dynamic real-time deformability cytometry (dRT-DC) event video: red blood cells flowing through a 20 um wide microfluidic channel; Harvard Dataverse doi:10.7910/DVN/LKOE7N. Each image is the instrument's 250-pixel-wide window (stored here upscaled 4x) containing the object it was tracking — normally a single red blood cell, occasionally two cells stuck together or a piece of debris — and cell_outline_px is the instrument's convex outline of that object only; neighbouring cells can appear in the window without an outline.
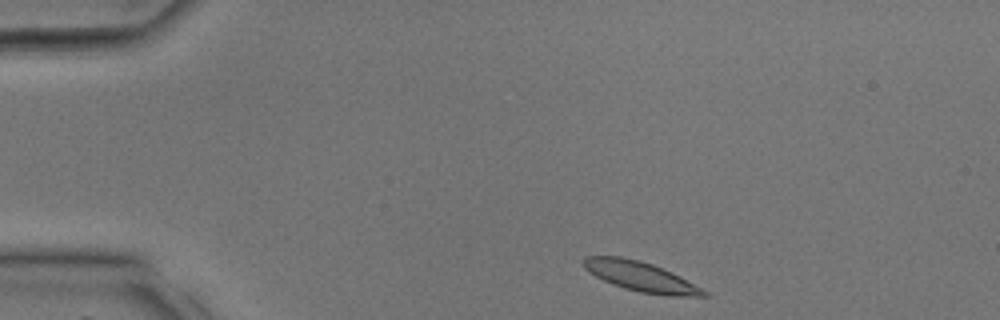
{"species": "common noctule bat (a hibernating species)", "species_latin": "Nyctalus noctula", "temperature_condition": "room temperature", "stored_images_in_passage": 31, "camera_frame_rate_fps": 3000, "um_per_image_px": 0.085, "animal": {"sex": "male", "body_mass_g": 17.9, "forearm_length_mm": 54.2}, "frame": {"image": 1, "passage_image": 1, "time_ms": 0.0, "image_size_px": [1000, 320], "cell_outline_px": [[708, 296], [668, 296], [640, 292], [624, 288], [612, 284], [588, 272], [584, 268], [584, 256], [620, 256], [640, 260], [652, 264], [672, 272], [708, 292]], "centroid_in_image_um": [54.45, 23.5], "position_along_channel_um": 30.6, "area_um2": 20.69}}
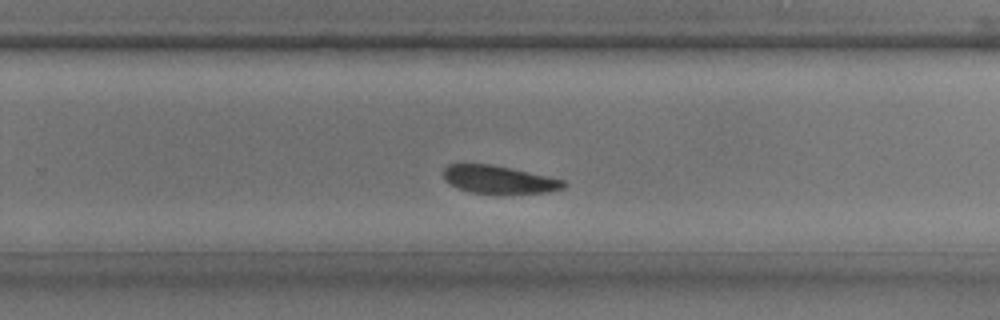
{"frame": {"image": 2, "passage_image": 18, "time_ms": 5.667, "image_size_px": [1000, 320], "cell_outline_px": [[568, 184], [564, 188], [548, 192], [472, 192], [460, 188], [444, 180], [444, 168], [448, 164], [492, 164], [548, 176], [564, 180]], "centroid_in_image_um": [42.43, 15.23], "position_along_channel_um": 287.4, "area_um2": 18.96}}
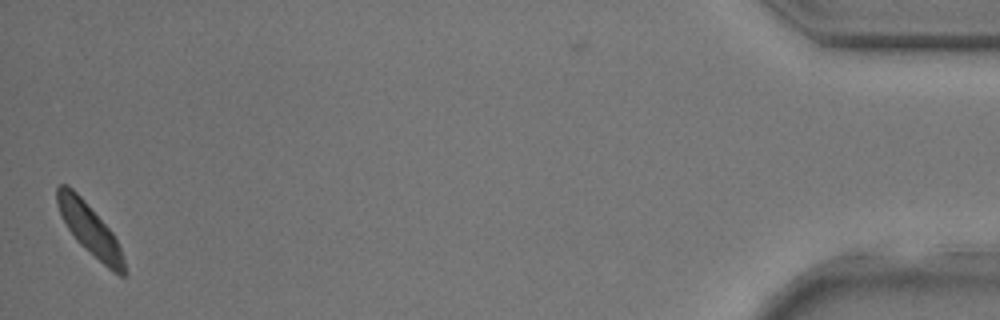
{"frame": {"image": 3, "passage_image": 30, "time_ms": 9.667, "image_size_px": [1000, 320], "cell_outline_px": [[128, 276], [120, 276], [112, 272], [84, 248], [76, 240], [60, 216], [56, 204], [56, 188], [60, 184], [68, 184], [84, 200], [112, 232], [120, 248], [128, 272]], "centroid_in_image_um": [7.63, 19.53], "position_along_channel_um": 427.6, "area_um2": 20.11}}